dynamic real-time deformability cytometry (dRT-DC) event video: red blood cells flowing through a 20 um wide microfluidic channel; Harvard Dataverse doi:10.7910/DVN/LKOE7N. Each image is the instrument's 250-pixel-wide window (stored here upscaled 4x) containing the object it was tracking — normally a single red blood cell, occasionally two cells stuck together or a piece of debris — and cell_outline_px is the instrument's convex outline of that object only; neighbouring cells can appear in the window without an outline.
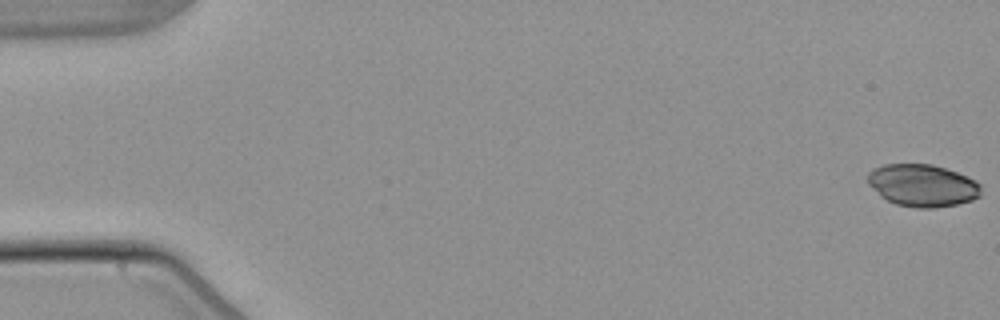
{"species": "common noctule bat (a hibernating species)", "species_latin": "Nyctalus noctula", "temperature_condition": "warm", "stored_images_in_passage": 5, "segment_of_instrument_passage": [2, 2], "camera_frame_rate_fps": 3000, "um_per_image_px": 0.085, "animal": {"sex": "male", "body_mass_g": 21.5, "forearm_length_mm": 52.0}, "frame": {"image": 1, "passage_image": 5, "time_ms": 5.667, "image_size_px": [1000, 320], "cell_outline_px": [[980, 196], [972, 200], [956, 204], [932, 208], [916, 208], [896, 204], [880, 196], [868, 184], [868, 172], [872, 168], [884, 164], [932, 164], [968, 176], [976, 180], [980, 184]], "centroid_in_image_um": [78.4, 15.75], "position_along_channel_um": 6.6, "area_um2": 27.98}}